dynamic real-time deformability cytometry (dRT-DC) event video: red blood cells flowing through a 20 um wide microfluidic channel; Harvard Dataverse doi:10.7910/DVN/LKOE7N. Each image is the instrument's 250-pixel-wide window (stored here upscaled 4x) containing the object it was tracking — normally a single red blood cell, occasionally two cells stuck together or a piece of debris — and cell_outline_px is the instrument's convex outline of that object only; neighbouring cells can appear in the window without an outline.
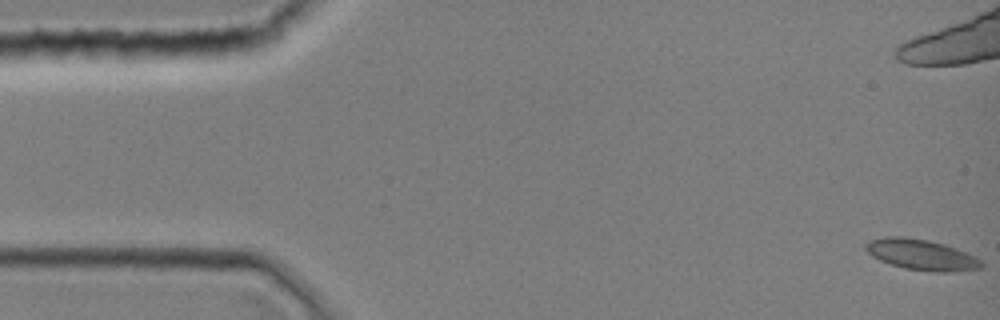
{"species": "common noctule bat (a hibernating species)", "species_latin": "Nyctalus noctula", "temperature_condition": "room temperature", "stored_images_in_passage": 10, "camera_frame_rate_fps": 3000, "um_per_image_px": 0.085, "animal": {"sex": "female", "body_mass_g": 19.0, "forearm_length_mm": 51.5}, "frame": {"image": 1, "passage_image": 1, "time_ms": 0.0, "image_size_px": [1000, 320], "cell_outline_px": [[984, 268], [952, 272], [936, 272], [904, 268], [880, 260], [872, 256], [864, 248], [864, 244], [868, 240], [884, 236], [904, 236], [928, 240], [944, 244], [956, 248], [976, 256], [984, 264]], "centroid_in_image_um": [78.32, 21.64], "position_along_channel_um": 6.7, "area_um2": 20.92}}